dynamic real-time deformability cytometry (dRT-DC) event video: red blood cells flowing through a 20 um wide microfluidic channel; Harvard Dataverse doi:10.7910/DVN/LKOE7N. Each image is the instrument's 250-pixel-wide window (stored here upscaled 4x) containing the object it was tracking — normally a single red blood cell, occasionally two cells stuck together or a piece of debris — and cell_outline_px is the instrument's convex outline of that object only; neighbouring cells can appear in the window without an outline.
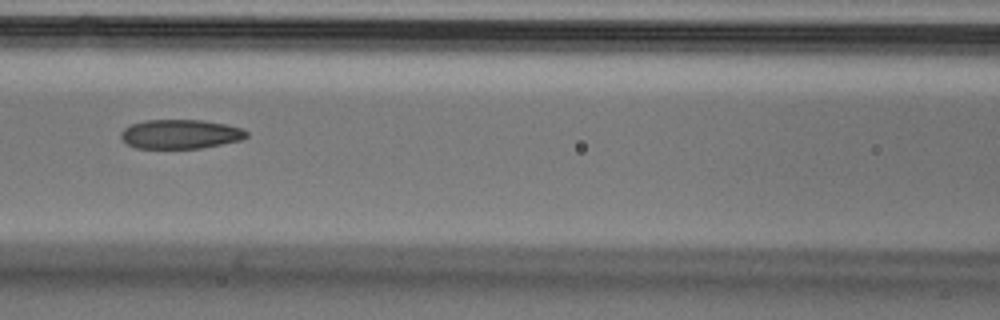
{"species": "Egyptian fruit bat (a non-hibernating species)", "species_latin": "Rousettus aegyptiacus", "temperature_condition": "cold", "stored_images_in_passage": 7, "camera_frame_rate_fps": 3000, "um_per_image_px": 0.085, "animal": {"sex": "male"}, "frame": {"image": 1, "passage_image": 5, "time_ms": 1.333, "image_size_px": [1000, 320], "cell_outline_px": [[248, 136], [240, 140], [200, 148], [136, 148], [128, 144], [120, 136], [120, 132], [124, 128], [132, 124], [144, 120], [200, 120], [224, 124], [240, 128], [248, 132]], "centroid_in_image_um": [15.3, 11.4], "position_along_channel_um": 151.3, "area_um2": 21.15}}
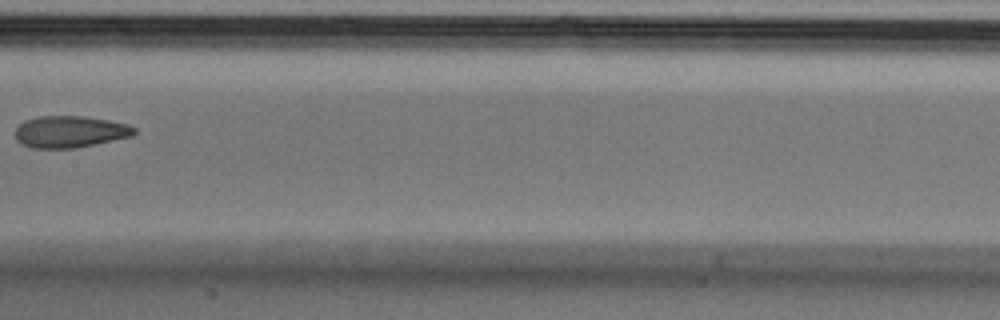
{"frame": {"image": 2, "passage_image": 6, "time_ms": 1.667, "image_size_px": [1000, 320], "cell_outline_px": [[136, 132], [132, 136], [76, 148], [32, 148], [20, 144], [16, 140], [16, 128], [24, 120], [36, 116], [84, 116], [108, 120], [128, 124], [136, 128]], "centroid_in_image_um": [5.93, 11.19], "position_along_channel_um": 201.5, "area_um2": 22.14}}
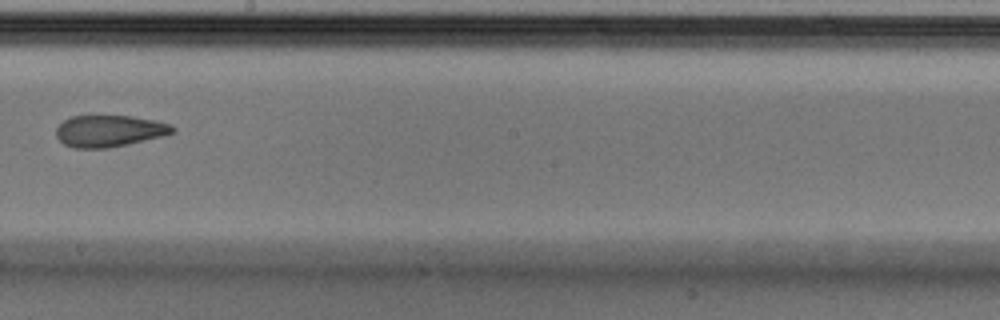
{"frame": {"image": 3, "passage_image": 7, "time_ms": 2.0, "image_size_px": [1000, 320], "cell_outline_px": [[176, 132], [164, 136], [128, 144], [108, 148], [72, 148], [64, 144], [56, 136], [56, 128], [64, 120], [72, 116], [132, 116], [156, 120], [172, 124], [176, 128]], "centroid_in_image_um": [9.33, 11.13], "position_along_channel_um": 238.9, "area_um2": 21.68}}